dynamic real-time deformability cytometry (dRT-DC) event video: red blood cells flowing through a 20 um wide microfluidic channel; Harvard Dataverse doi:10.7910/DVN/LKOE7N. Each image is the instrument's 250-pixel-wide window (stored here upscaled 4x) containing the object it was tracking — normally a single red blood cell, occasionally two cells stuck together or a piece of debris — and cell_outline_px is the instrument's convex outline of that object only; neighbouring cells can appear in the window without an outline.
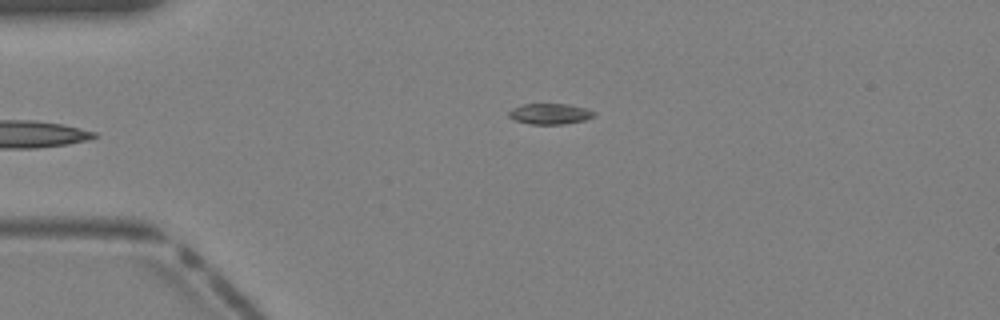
{"species": "Egyptian fruit bat (a non-hibernating species)", "species_latin": "Rousettus aegyptiacus", "temperature_condition": "warm", "stored_images_in_passage": 35, "camera_frame_rate_fps": 3000, "um_per_image_px": 0.085, "animal": {"sex": "female"}, "frame": {"image": 1, "passage_image": 8, "time_ms": 2.333, "image_size_px": [1000, 320], "cell_outline_px": [[596, 116], [584, 120], [564, 124], [532, 124], [516, 120], [508, 116], [508, 112], [512, 108], [524, 104], [568, 104], [588, 108], [596, 112]], "centroid_in_image_um": [46.79, 9.67], "position_along_channel_um": 38.2, "area_um2": 10.35}}